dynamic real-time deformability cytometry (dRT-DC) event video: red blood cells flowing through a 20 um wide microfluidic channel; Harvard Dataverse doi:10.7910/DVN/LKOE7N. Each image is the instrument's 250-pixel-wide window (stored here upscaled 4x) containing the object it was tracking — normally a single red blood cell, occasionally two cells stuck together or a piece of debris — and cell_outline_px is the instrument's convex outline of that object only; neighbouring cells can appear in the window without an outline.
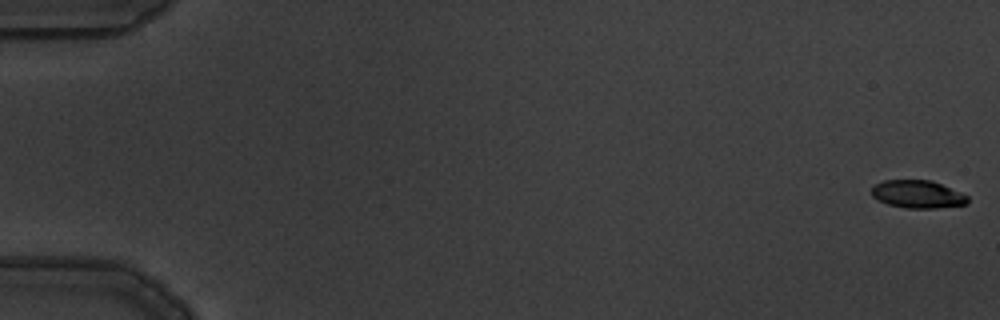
{"species": "common noctule bat (a hibernating species)", "species_latin": "Nyctalus noctula", "temperature_condition": "warm", "stored_images_in_passage": 4, "camera_frame_rate_fps": 3000, "um_per_image_px": 0.085, "animal": {"sex": "male", "body_mass_g": 19.5, "forearm_length_mm": 54.6}, "frame": {"image": 1, "passage_image": 1, "time_ms": 0.0, "image_size_px": [1000, 320], "cell_outline_px": [[968, 204], [936, 208], [904, 208], [888, 204], [872, 196], [872, 188], [876, 184], [884, 180], [932, 180], [968, 196]], "centroid_in_image_um": [78.01, 16.51], "position_along_channel_um": 7.0, "area_um2": 15.43}}